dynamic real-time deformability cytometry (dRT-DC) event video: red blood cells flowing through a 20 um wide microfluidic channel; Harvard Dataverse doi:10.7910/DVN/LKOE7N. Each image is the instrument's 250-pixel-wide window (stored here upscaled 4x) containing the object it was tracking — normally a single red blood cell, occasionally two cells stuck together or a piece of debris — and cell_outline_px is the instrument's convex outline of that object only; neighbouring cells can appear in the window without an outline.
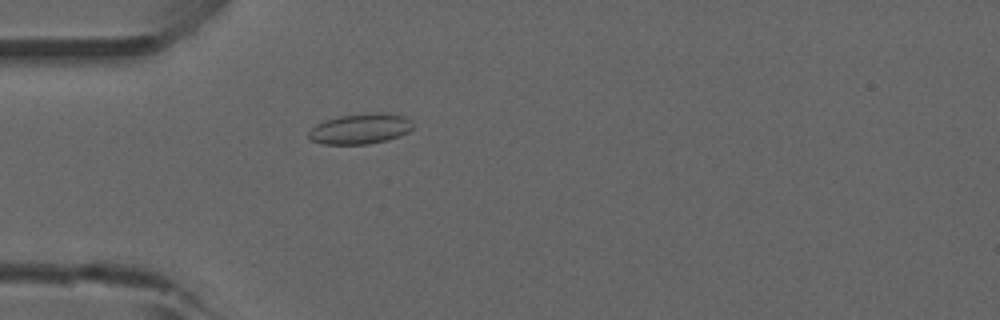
{"species": "common noctule bat (a hibernating species)", "species_latin": "Nyctalus noctula", "temperature_condition": "room temperature", "stored_images_in_passage": 47, "camera_frame_rate_fps": 3000, "um_per_image_px": 0.085, "animal": {"sex": "male", "forearm_length_mm": 52.5}, "frame": {"image": 1, "passage_image": 10, "time_ms": 3.0, "image_size_px": [1000, 320], "cell_outline_px": [[412, 128], [408, 132], [400, 136], [388, 140], [368, 144], [324, 144], [308, 140], [308, 132], [316, 124], [324, 120], [340, 116], [372, 112], [380, 112], [404, 116], [412, 124]], "centroid_in_image_um": [30.59, 10.95], "position_along_channel_um": 54.4, "area_um2": 18.55}}
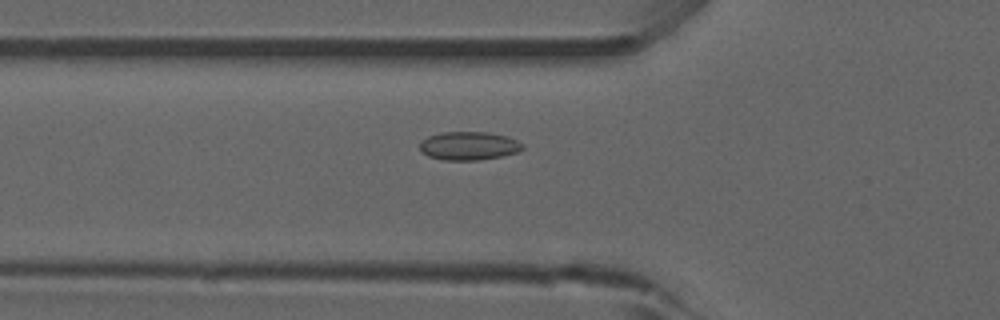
{"frame": {"image": 2, "passage_image": 13, "time_ms": 4.0, "image_size_px": [1000, 320], "cell_outline_px": [[524, 148], [516, 152], [500, 156], [476, 160], [444, 160], [428, 156], [420, 152], [420, 144], [428, 136], [440, 132], [488, 132], [508, 136], [524, 144]], "centroid_in_image_um": [39.84, 12.39], "position_along_channel_um": 86.0, "area_um2": 16.99}}
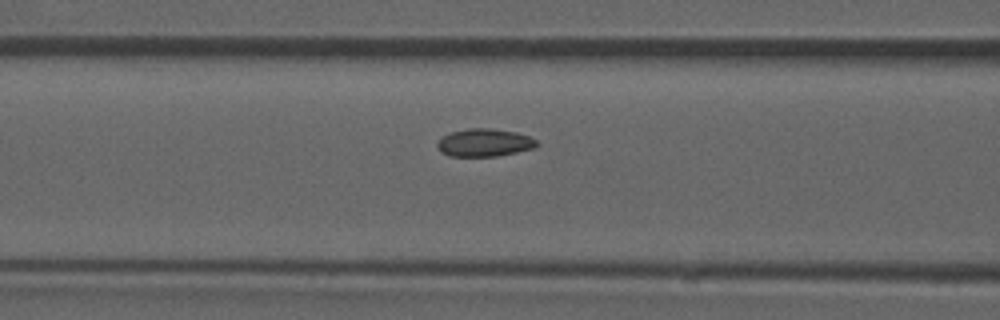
{"frame": {"image": 3, "passage_image": 16, "time_ms": 5.0, "image_size_px": [1000, 320], "cell_outline_px": [[540, 144], [536, 148], [496, 156], [448, 156], [440, 152], [436, 144], [444, 136], [452, 132], [468, 128], [492, 128], [516, 132], [528, 136], [536, 140]], "centroid_in_image_um": [41.2, 12.13], "position_along_channel_um": 125.4, "area_um2": 16.13}, "authors_computed_cell_mechanics": {"area_um2": 15.7794, "velocity_mm_per_s": 3.8938, "shape_relaxation_time_tau1_ms": null, "shape_relaxation_time_tau2_ms": 3.0048, "deformation_change_tau1": null, "deformation_change_tau2": 0.0641}}